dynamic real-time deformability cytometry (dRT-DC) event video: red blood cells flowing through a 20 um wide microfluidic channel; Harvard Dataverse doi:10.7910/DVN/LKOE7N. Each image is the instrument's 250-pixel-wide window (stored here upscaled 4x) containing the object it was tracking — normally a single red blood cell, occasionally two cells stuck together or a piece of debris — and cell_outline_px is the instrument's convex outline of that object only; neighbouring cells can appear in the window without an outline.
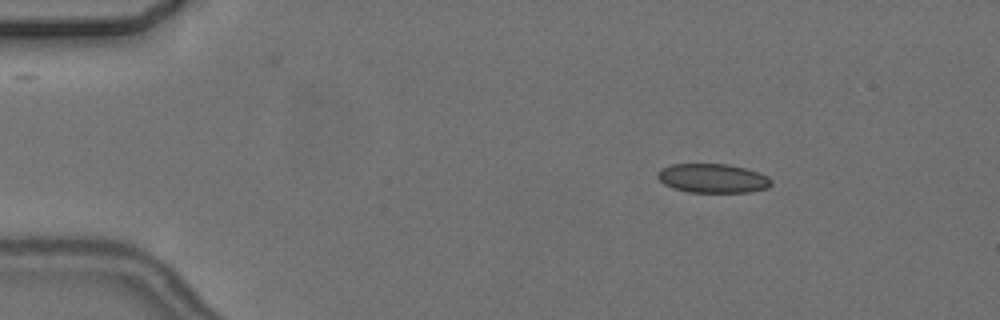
{"species": "common noctule bat (a hibernating species)", "species_latin": "Nyctalus noctula", "temperature_condition": "cold", "stored_images_in_passage": 5, "camera_frame_rate_fps": 3000, "um_per_image_px": 0.085, "animal": {"sex": "female", "body_mass_g": 24.6, "forearm_length_mm": 56.2}, "frame": {"image": 1, "passage_image": 3, "time_ms": 2.667, "image_size_px": [1000, 320], "cell_outline_px": [[772, 184], [768, 188], [748, 192], [688, 192], [672, 188], [664, 184], [656, 176], [660, 168], [672, 164], [728, 164], [744, 168], [768, 176], [772, 180]], "centroid_in_image_um": [60.56, 15.16], "position_along_channel_um": 24.4, "area_um2": 19.31}}